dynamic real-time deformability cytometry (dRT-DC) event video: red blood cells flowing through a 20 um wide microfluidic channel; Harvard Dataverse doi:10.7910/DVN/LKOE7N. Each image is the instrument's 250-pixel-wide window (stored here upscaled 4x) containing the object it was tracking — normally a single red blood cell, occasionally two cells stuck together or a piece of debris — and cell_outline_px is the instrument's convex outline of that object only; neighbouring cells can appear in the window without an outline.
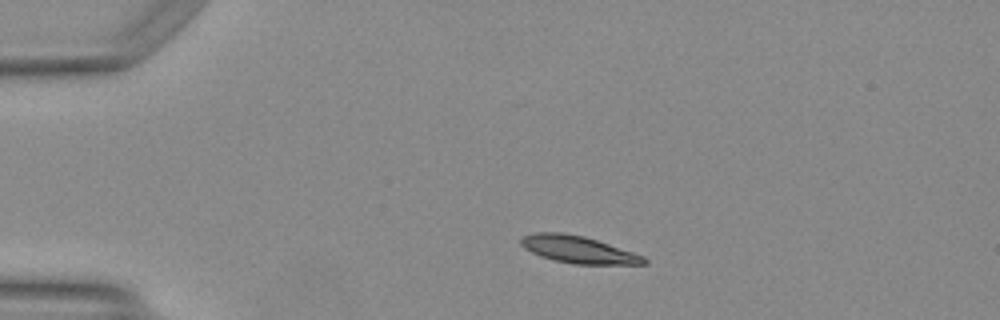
{"species": "Egyptian fruit bat (a non-hibernating species)", "species_latin": "Rousettus aegyptiacus", "temperature_condition": "warm", "stored_images_in_passage": 40, "camera_frame_rate_fps": 3000, "um_per_image_px": 0.085, "animal": {"sex": "female"}, "frame": {"image": 1, "passage_image": 1, "time_ms": 0.0, "image_size_px": [1000, 320], "cell_outline_px": [[648, 264], [572, 264], [552, 260], [540, 256], [524, 248], [520, 244], [520, 240], [524, 236], [536, 232], [564, 232], [584, 236], [644, 256], [648, 260]], "centroid_in_image_um": [49.13, 21.21], "position_along_channel_um": 35.9, "area_um2": 19.42}}
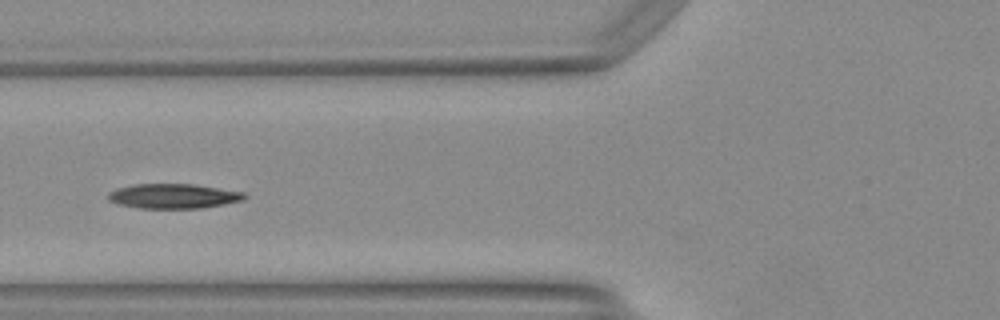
{"frame": {"image": 2, "passage_image": 10, "time_ms": 3.0, "image_size_px": [1000, 320], "cell_outline_px": [[248, 196], [244, 200], [200, 208], [140, 208], [116, 204], [108, 200], [108, 192], [116, 188], [132, 184], [192, 184], [244, 192]], "centroid_in_image_um": [14.7, 16.66], "position_along_channel_um": 111.1, "area_um2": 19.65}}
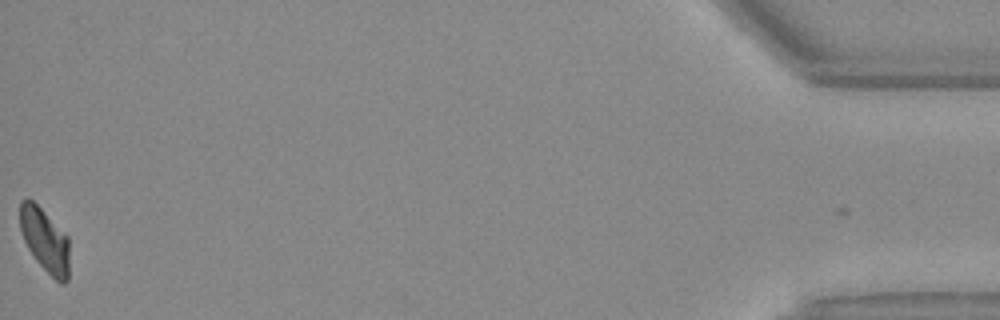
{"frame": {"image": 3, "passage_image": 40, "time_ms": 13.0, "image_size_px": [1000, 320], "cell_outline_px": [[68, 280], [64, 284], [60, 284], [36, 260], [28, 248], [24, 240], [20, 228], [20, 200], [28, 196], [68, 236]], "centroid_in_image_um": [3.8, 20.4], "position_along_channel_um": 431.4, "area_um2": 18.15}, "authors_computed_cell_mechanics": {"area_um2": 19.5653, "velocity_mm_per_s": 4.146, "shape_relaxation_time_tau1_ms": 5.7554, "shape_relaxation_time_tau2_ms": 2.9733, "deformation_change_tau1": 0.1755, "deformation_change_tau2": 0.0823}}